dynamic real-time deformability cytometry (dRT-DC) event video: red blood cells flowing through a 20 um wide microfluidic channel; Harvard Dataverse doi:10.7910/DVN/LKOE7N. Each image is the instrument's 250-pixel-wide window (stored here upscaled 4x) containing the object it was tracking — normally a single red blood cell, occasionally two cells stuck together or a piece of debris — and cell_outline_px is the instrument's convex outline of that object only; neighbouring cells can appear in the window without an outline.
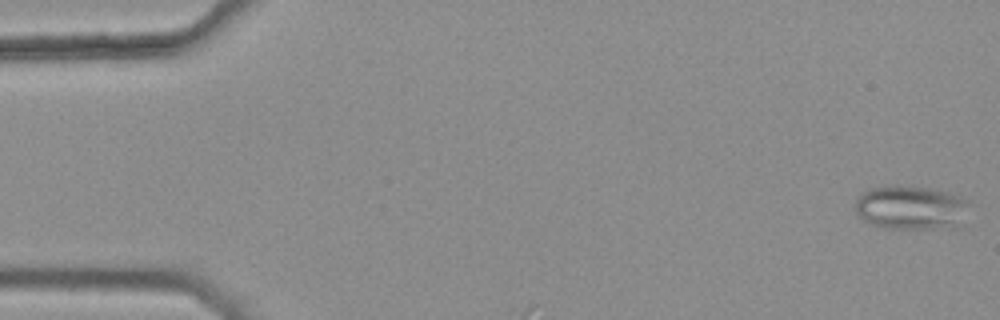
{"species": "common noctule bat (a hibernating species)", "species_latin": "Nyctalus noctula", "temperature_condition": "warm", "stored_images_in_passage": 4, "camera_frame_rate_fps": 3000, "um_per_image_px": 0.085, "animal": {"sex": "female", "body_mass_g": 25.1}, "frame": {"image": 1, "passage_image": 1, "time_ms": 0.0, "image_size_px": [1000, 320], "cell_outline_px": [[968, 204], [952, 228], [884, 228], [872, 224], [864, 220], [856, 212], [856, 200], [860, 192], [868, 188], [892, 184], [896, 184], [932, 188], [948, 192], [960, 196], [968, 200]], "centroid_in_image_um": [77.32, 17.6], "position_along_channel_um": 7.7, "area_um2": 29.07}}